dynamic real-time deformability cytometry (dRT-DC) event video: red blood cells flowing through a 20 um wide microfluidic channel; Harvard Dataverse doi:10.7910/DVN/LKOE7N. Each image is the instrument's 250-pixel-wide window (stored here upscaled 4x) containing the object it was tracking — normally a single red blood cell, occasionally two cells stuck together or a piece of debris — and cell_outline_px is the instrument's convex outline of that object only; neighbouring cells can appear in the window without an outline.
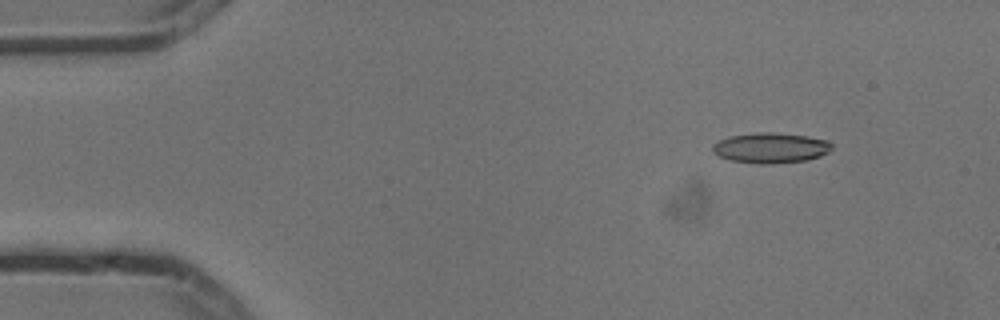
{"species": "common noctule bat (a hibernating species)", "species_latin": "Nyctalus noctula", "temperature_condition": "cold", "stored_images_in_passage": 4, "camera_frame_rate_fps": 3000, "um_per_image_px": 0.085, "animal": {"sex": "male", "body_mass_g": 13.3}, "frame": {"image": 1, "passage_image": 1, "time_ms": 0.0, "image_size_px": [1000, 320], "cell_outline_px": [[832, 148], [828, 152], [820, 156], [808, 160], [772, 164], [756, 164], [732, 160], [720, 156], [712, 148], [712, 144], [728, 136], [756, 132], [772, 132], [808, 136], [828, 140], [832, 144]], "centroid_in_image_um": [65.54, 12.56], "position_along_channel_um": 19.5, "area_um2": 21.15}}
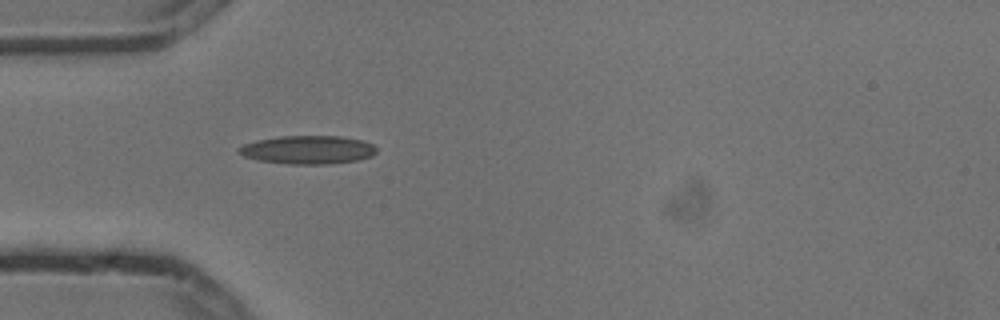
{"frame": {"image": 2, "passage_image": 4, "time_ms": 1.0, "image_size_px": [1000, 320], "cell_outline_px": [[376, 152], [372, 156], [356, 160], [328, 164], [288, 164], [256, 160], [244, 156], [236, 152], [236, 148], [244, 144], [256, 140], [280, 136], [340, 136], [364, 140], [372, 144], [376, 148]], "centroid_in_image_um": [26.13, 12.73], "position_along_channel_um": 58.9, "area_um2": 22.95}}